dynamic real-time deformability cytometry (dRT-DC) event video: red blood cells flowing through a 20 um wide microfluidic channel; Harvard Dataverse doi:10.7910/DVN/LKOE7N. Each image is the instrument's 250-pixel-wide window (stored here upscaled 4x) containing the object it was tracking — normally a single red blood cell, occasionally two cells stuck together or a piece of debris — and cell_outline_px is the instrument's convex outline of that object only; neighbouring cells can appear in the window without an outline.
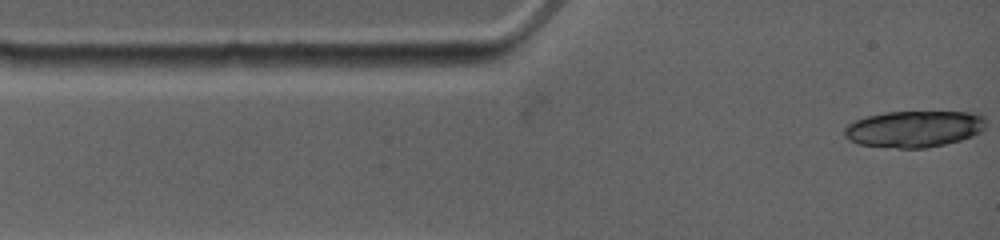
{"species": "common noctule bat (a hibernating species)", "species_latin": "Nyctalus noctula", "temperature_condition": "warm", "stored_images_in_passage": 3, "camera_frame_rate_fps": 4500, "um_per_image_px": 0.085, "animal": {"sex": "female", "body_mass_g": 19.0, "forearm_length_mm": 53.3}, "frame": {"image": 1, "passage_image": 1, "time_ms": 0.0, "image_size_px": [1000, 240], "cell_outline_px": [[984, 128], [980, 132], [972, 136], [960, 140], [944, 144], [924, 148], [896, 148], [860, 144], [844, 136], [844, 128], [848, 124], [856, 120], [868, 116], [884, 112], [980, 112], [984, 116]], "centroid_in_image_um": [77.72, 10.95], "position_along_channel_um": 7.3, "area_um2": 30.0}}